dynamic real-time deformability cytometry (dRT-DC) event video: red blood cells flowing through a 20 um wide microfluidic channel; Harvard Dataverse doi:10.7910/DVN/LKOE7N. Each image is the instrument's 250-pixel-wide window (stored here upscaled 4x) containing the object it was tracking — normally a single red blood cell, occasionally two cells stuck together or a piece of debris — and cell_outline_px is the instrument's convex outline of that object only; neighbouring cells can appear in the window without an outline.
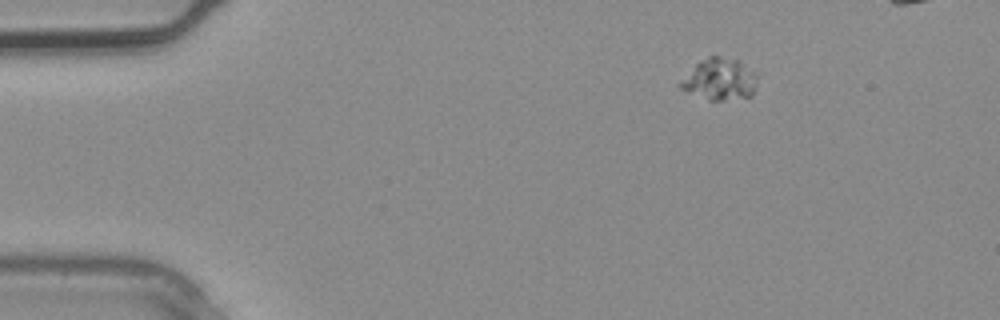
{"species": "common noctule bat (a hibernating species)", "species_latin": "Nyctalus noctula", "temperature_condition": "warm", "stored_images_in_passage": 3, "camera_frame_rate_fps": 3000, "um_per_image_px": 0.085, "animal": {"sex": "male", "body_mass_g": 20.4}, "frame": {"image": 1, "passage_image": 1, "time_ms": 0.0, "image_size_px": [1000, 320], "cell_outline_px": [[760, 76], [756, 88], [752, 96], [724, 100], [708, 100], [688, 92], [680, 88], [676, 84], [700, 60], [708, 56], [720, 56], [740, 60], [756, 72]], "centroid_in_image_um": [61.22, 6.73], "position_along_channel_um": 23.8, "area_um2": 19.13}}
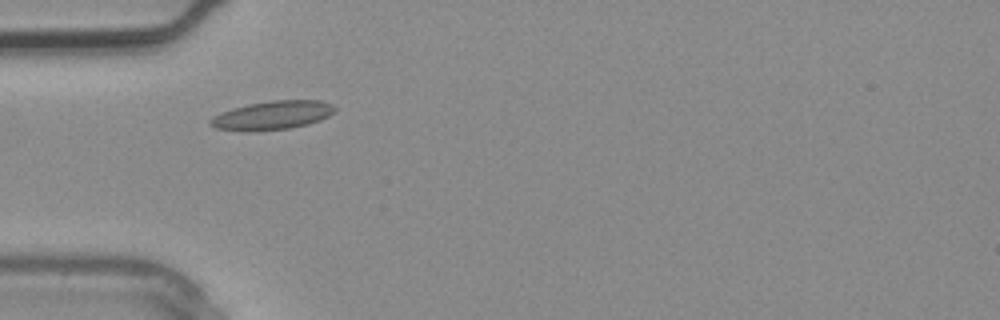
{"frame": {"image": 2, "passage_image": 3, "time_ms": 0.667, "image_size_px": [1000, 320], "cell_outline_px": [[336, 108], [328, 116], [320, 120], [308, 124], [288, 128], [244, 132], [216, 128], [208, 124], [208, 120], [212, 116], [220, 112], [232, 108], [248, 104], [272, 100], [320, 100], [332, 104]], "centroid_in_image_um": [23.09, 9.8], "position_along_channel_um": 61.9, "area_um2": 20.92}}